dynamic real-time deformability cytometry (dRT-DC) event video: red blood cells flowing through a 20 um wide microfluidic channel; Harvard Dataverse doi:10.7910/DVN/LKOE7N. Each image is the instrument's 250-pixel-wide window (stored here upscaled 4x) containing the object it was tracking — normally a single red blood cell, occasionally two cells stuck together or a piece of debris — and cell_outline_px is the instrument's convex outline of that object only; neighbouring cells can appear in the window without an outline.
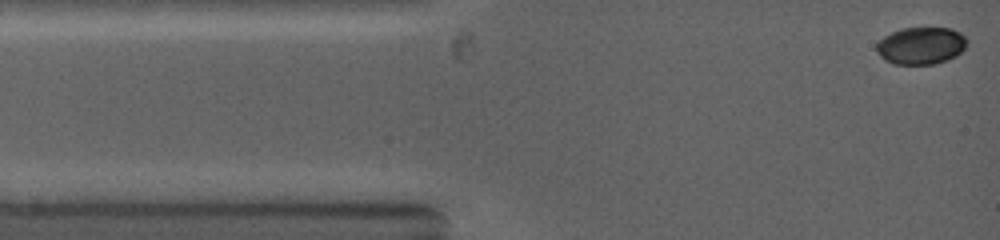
{"species": "common noctule bat (a hibernating species)", "species_latin": "Nyctalus noctula", "temperature_condition": "warm", "stored_images_in_passage": 9, "camera_frame_rate_fps": 5000, "um_per_image_px": 0.085, "animal": {"sex": "female", "body_mass_g": 19.0, "forearm_length_mm": 53.3}, "frame": {"image": 1, "passage_image": 1, "time_ms": 0.0, "image_size_px": [1000, 240], "cell_outline_px": [[968, 44], [956, 56], [948, 60], [936, 64], [892, 64], [884, 60], [876, 52], [876, 44], [884, 36], [900, 28], [952, 28], [960, 32], [968, 40]], "centroid_in_image_um": [78.29, 3.89], "position_along_channel_um": 6.7, "area_um2": 19.88}}
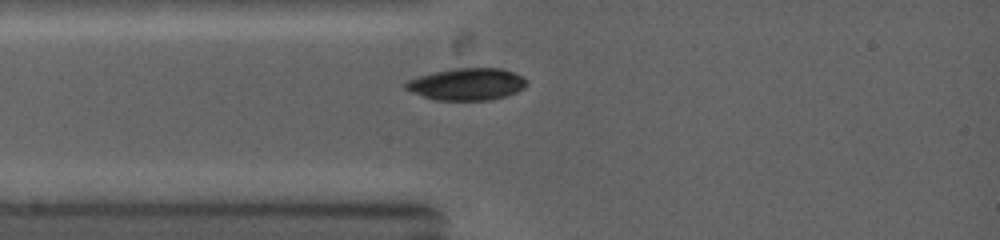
{"frame": {"image": 2, "passage_image": 6, "time_ms": 2.2, "image_size_px": [1000, 240], "cell_outline_px": [[528, 84], [524, 88], [516, 92], [504, 96], [488, 100], [436, 100], [424, 96], [404, 88], [404, 84], [408, 80], [420, 76], [452, 68], [500, 68], [512, 72], [528, 80]], "centroid_in_image_um": [39.71, 7.15], "position_along_channel_um": 45.3, "area_um2": 22.31}}